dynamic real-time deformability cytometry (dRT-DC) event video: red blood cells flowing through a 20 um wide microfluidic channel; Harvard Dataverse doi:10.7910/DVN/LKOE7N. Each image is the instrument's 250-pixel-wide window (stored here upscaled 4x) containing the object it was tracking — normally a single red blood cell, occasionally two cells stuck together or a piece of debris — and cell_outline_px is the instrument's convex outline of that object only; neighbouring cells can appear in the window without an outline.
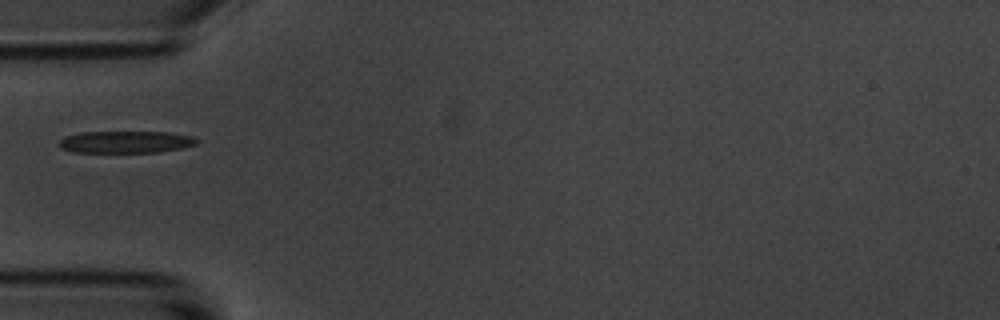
{"species": "common noctule bat (a hibernating species)", "species_latin": "Nyctalus noctula", "temperature_condition": "room temperature", "stored_images_in_passage": 1, "camera_frame_rate_fps": 3000, "um_per_image_px": 0.085, "animal": {"sex": "male", "body_mass_g": 20.1, "forearm_length_mm": 53.5}, "frame": {"image": 1, "passage_image": 1, "time_ms": 0.0, "image_size_px": [1000, 320], "cell_outline_px": [[200, 140], [196, 144], [184, 148], [160, 152], [72, 152], [60, 148], [60, 140], [64, 136], [80, 132], [168, 132], [196, 136]], "centroid_in_image_um": [10.74, 12.06], "position_along_channel_um": 74.3, "area_um2": 17.92}}